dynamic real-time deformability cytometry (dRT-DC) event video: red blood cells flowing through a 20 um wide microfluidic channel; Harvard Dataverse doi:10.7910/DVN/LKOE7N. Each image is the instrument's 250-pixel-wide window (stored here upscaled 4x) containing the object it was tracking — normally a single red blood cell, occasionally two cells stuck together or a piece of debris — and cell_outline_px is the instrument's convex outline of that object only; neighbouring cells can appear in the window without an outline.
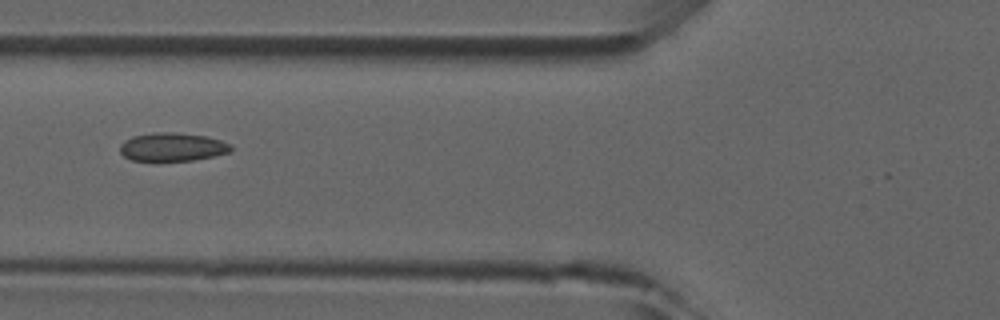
{"species": "common noctule bat (a hibernating species)", "species_latin": "Nyctalus noctula", "temperature_condition": "room temperature", "stored_images_in_passage": 40, "camera_frame_rate_fps": 3000, "um_per_image_px": 0.085, "animal": {"sex": "male", "forearm_length_mm": 52.5}, "frame": {"image": 1, "passage_image": 12, "time_ms": 3.667, "image_size_px": [1000, 320], "cell_outline_px": [[232, 152], [192, 160], [132, 160], [124, 156], [120, 152], [120, 144], [124, 140], [132, 136], [152, 132], [172, 132], [208, 136], [232, 144]], "centroid_in_image_um": [14.66, 12.47], "position_along_channel_um": 111.1, "area_um2": 18.38}}